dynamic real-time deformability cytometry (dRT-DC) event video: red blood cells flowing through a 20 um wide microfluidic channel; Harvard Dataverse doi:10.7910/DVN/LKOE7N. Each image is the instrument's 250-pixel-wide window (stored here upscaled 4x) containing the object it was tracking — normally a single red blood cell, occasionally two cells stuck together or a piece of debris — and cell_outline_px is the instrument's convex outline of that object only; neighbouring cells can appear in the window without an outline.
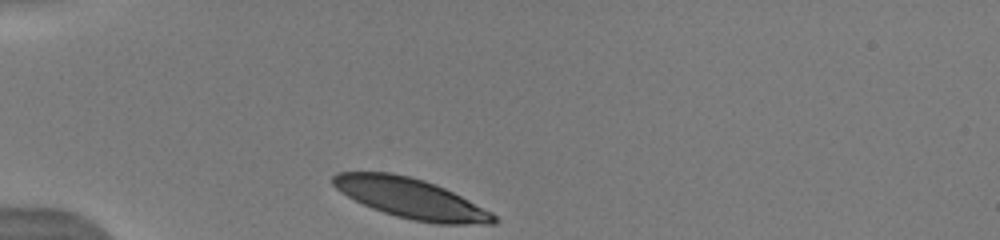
{"species": "human", "species_latin": "Homo sapiens", "temperature_condition": "warm", "stored_images_in_passage": 4, "camera_frame_rate_fps": 3000, "um_per_image_px": 0.085, "donor": {"sex": "male"}, "frame": {"image": 1, "passage_image": 1, "time_ms": 0.0, "image_size_px": [1000, 240], "cell_outline_px": [[500, 220], [496, 224], [436, 224], [412, 220], [396, 216], [372, 208], [340, 192], [332, 184], [332, 176], [336, 172], [388, 172], [408, 176], [424, 180], [436, 184], [492, 212]], "centroid_in_image_um": [34.94, 16.87], "position_along_channel_um": 50.1, "area_um2": 37.34}}